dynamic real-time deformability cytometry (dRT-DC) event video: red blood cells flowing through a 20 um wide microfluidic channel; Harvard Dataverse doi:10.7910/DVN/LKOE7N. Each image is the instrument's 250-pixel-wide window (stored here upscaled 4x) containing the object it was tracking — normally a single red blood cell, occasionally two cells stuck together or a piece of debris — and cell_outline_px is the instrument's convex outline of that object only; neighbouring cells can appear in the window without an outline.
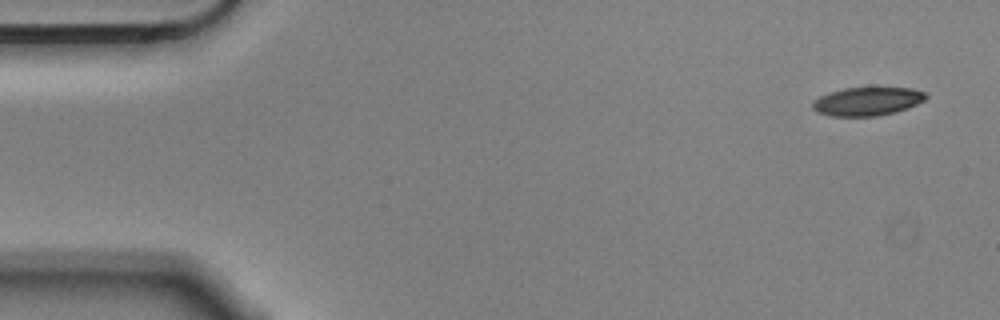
{"species": "Egyptian fruit bat (a non-hibernating species)", "species_latin": "Rousettus aegyptiacus", "temperature_condition": "cold", "stored_images_in_passage": 4, "camera_frame_rate_fps": 3000, "um_per_image_px": 0.085, "animal": {"sex": "male"}, "frame": {"image": 1, "passage_image": 1, "time_ms": 0.0, "image_size_px": [1000, 320], "cell_outline_px": [[928, 96], [924, 100], [908, 108], [896, 112], [876, 116], [828, 116], [816, 112], [812, 108], [812, 104], [820, 96], [828, 92], [844, 88], [912, 88], [924, 92]], "centroid_in_image_um": [73.7, 8.62], "position_along_channel_um": 11.3, "area_um2": 18.79}}
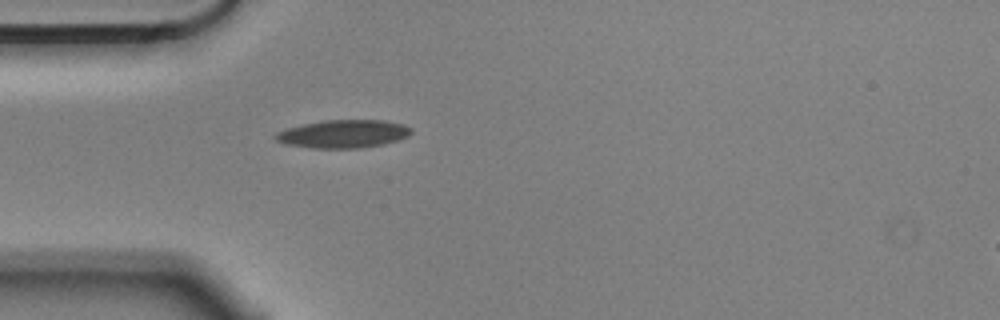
{"frame": {"image": 2, "passage_image": 4, "time_ms": 1.0, "image_size_px": [1000, 320], "cell_outline_px": [[412, 132], [408, 136], [400, 140], [384, 144], [364, 148], [312, 148], [284, 144], [276, 140], [272, 136], [276, 132], [288, 128], [304, 124], [324, 120], [384, 120], [404, 124], [412, 128]], "centroid_in_image_um": [29.2, 11.38], "position_along_channel_um": 55.8, "area_um2": 22.43}}